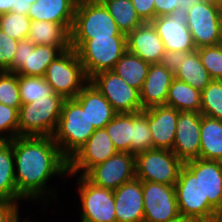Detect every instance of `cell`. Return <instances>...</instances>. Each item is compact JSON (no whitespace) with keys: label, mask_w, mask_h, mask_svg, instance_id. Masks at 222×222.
<instances>
[{"label":"cell","mask_w":222,"mask_h":222,"mask_svg":"<svg viewBox=\"0 0 222 222\" xmlns=\"http://www.w3.org/2000/svg\"><path fill=\"white\" fill-rule=\"evenodd\" d=\"M166 105L178 111L200 113L201 92L191 85L174 78L168 89Z\"/></svg>","instance_id":"obj_30"},{"label":"cell","mask_w":222,"mask_h":222,"mask_svg":"<svg viewBox=\"0 0 222 222\" xmlns=\"http://www.w3.org/2000/svg\"><path fill=\"white\" fill-rule=\"evenodd\" d=\"M73 23H53L31 21L28 39L34 45L57 46L62 52L71 48V28Z\"/></svg>","instance_id":"obj_24"},{"label":"cell","mask_w":222,"mask_h":222,"mask_svg":"<svg viewBox=\"0 0 222 222\" xmlns=\"http://www.w3.org/2000/svg\"><path fill=\"white\" fill-rule=\"evenodd\" d=\"M84 176L94 185L114 191L136 178L135 155L117 152L105 162L92 167Z\"/></svg>","instance_id":"obj_13"},{"label":"cell","mask_w":222,"mask_h":222,"mask_svg":"<svg viewBox=\"0 0 222 222\" xmlns=\"http://www.w3.org/2000/svg\"><path fill=\"white\" fill-rule=\"evenodd\" d=\"M78 0H38L35 1L28 16L31 21L53 23H73Z\"/></svg>","instance_id":"obj_25"},{"label":"cell","mask_w":222,"mask_h":222,"mask_svg":"<svg viewBox=\"0 0 222 222\" xmlns=\"http://www.w3.org/2000/svg\"><path fill=\"white\" fill-rule=\"evenodd\" d=\"M201 0H180L182 6H192L195 2H199Z\"/></svg>","instance_id":"obj_49"},{"label":"cell","mask_w":222,"mask_h":222,"mask_svg":"<svg viewBox=\"0 0 222 222\" xmlns=\"http://www.w3.org/2000/svg\"><path fill=\"white\" fill-rule=\"evenodd\" d=\"M117 152L130 153L133 133V113H117L105 126Z\"/></svg>","instance_id":"obj_32"},{"label":"cell","mask_w":222,"mask_h":222,"mask_svg":"<svg viewBox=\"0 0 222 222\" xmlns=\"http://www.w3.org/2000/svg\"><path fill=\"white\" fill-rule=\"evenodd\" d=\"M185 53L186 52L165 51L164 55L160 60V64L164 66L168 71L174 74L180 66L179 62H181V57Z\"/></svg>","instance_id":"obj_43"},{"label":"cell","mask_w":222,"mask_h":222,"mask_svg":"<svg viewBox=\"0 0 222 222\" xmlns=\"http://www.w3.org/2000/svg\"><path fill=\"white\" fill-rule=\"evenodd\" d=\"M204 116L222 120V80H212L201 91V111Z\"/></svg>","instance_id":"obj_35"},{"label":"cell","mask_w":222,"mask_h":222,"mask_svg":"<svg viewBox=\"0 0 222 222\" xmlns=\"http://www.w3.org/2000/svg\"><path fill=\"white\" fill-rule=\"evenodd\" d=\"M184 165L199 179L209 204L215 210L222 209V162L199 158Z\"/></svg>","instance_id":"obj_18"},{"label":"cell","mask_w":222,"mask_h":222,"mask_svg":"<svg viewBox=\"0 0 222 222\" xmlns=\"http://www.w3.org/2000/svg\"><path fill=\"white\" fill-rule=\"evenodd\" d=\"M175 191L181 217L208 222L216 211L204 197L199 179L185 165L180 169Z\"/></svg>","instance_id":"obj_9"},{"label":"cell","mask_w":222,"mask_h":222,"mask_svg":"<svg viewBox=\"0 0 222 222\" xmlns=\"http://www.w3.org/2000/svg\"><path fill=\"white\" fill-rule=\"evenodd\" d=\"M18 136V110L0 103V140Z\"/></svg>","instance_id":"obj_39"},{"label":"cell","mask_w":222,"mask_h":222,"mask_svg":"<svg viewBox=\"0 0 222 222\" xmlns=\"http://www.w3.org/2000/svg\"><path fill=\"white\" fill-rule=\"evenodd\" d=\"M208 222H222V209L220 210H216L212 216L210 217V219L208 220Z\"/></svg>","instance_id":"obj_47"},{"label":"cell","mask_w":222,"mask_h":222,"mask_svg":"<svg viewBox=\"0 0 222 222\" xmlns=\"http://www.w3.org/2000/svg\"><path fill=\"white\" fill-rule=\"evenodd\" d=\"M118 26V29L128 35L144 23L137 14L131 0H101Z\"/></svg>","instance_id":"obj_31"},{"label":"cell","mask_w":222,"mask_h":222,"mask_svg":"<svg viewBox=\"0 0 222 222\" xmlns=\"http://www.w3.org/2000/svg\"><path fill=\"white\" fill-rule=\"evenodd\" d=\"M30 4H33L35 1H38V0H28Z\"/></svg>","instance_id":"obj_52"},{"label":"cell","mask_w":222,"mask_h":222,"mask_svg":"<svg viewBox=\"0 0 222 222\" xmlns=\"http://www.w3.org/2000/svg\"><path fill=\"white\" fill-rule=\"evenodd\" d=\"M179 63L180 66L174 73V78L191 85L194 89L201 92L212 81L201 63L197 49L186 52Z\"/></svg>","instance_id":"obj_28"},{"label":"cell","mask_w":222,"mask_h":222,"mask_svg":"<svg viewBox=\"0 0 222 222\" xmlns=\"http://www.w3.org/2000/svg\"><path fill=\"white\" fill-rule=\"evenodd\" d=\"M216 5L218 9L219 27H220V32L222 35V1L217 2Z\"/></svg>","instance_id":"obj_48"},{"label":"cell","mask_w":222,"mask_h":222,"mask_svg":"<svg viewBox=\"0 0 222 222\" xmlns=\"http://www.w3.org/2000/svg\"><path fill=\"white\" fill-rule=\"evenodd\" d=\"M212 1L217 3V2L222 1V0H212Z\"/></svg>","instance_id":"obj_53"},{"label":"cell","mask_w":222,"mask_h":222,"mask_svg":"<svg viewBox=\"0 0 222 222\" xmlns=\"http://www.w3.org/2000/svg\"><path fill=\"white\" fill-rule=\"evenodd\" d=\"M201 63L212 80H222V43L197 49Z\"/></svg>","instance_id":"obj_38"},{"label":"cell","mask_w":222,"mask_h":222,"mask_svg":"<svg viewBox=\"0 0 222 222\" xmlns=\"http://www.w3.org/2000/svg\"><path fill=\"white\" fill-rule=\"evenodd\" d=\"M116 222H143L142 181L135 178L113 191Z\"/></svg>","instance_id":"obj_19"},{"label":"cell","mask_w":222,"mask_h":222,"mask_svg":"<svg viewBox=\"0 0 222 222\" xmlns=\"http://www.w3.org/2000/svg\"><path fill=\"white\" fill-rule=\"evenodd\" d=\"M150 65V63L127 50L111 71L119 75L129 86L140 91Z\"/></svg>","instance_id":"obj_29"},{"label":"cell","mask_w":222,"mask_h":222,"mask_svg":"<svg viewBox=\"0 0 222 222\" xmlns=\"http://www.w3.org/2000/svg\"><path fill=\"white\" fill-rule=\"evenodd\" d=\"M96 129L86 112L73 99H65L53 140L69 160L91 137Z\"/></svg>","instance_id":"obj_3"},{"label":"cell","mask_w":222,"mask_h":222,"mask_svg":"<svg viewBox=\"0 0 222 222\" xmlns=\"http://www.w3.org/2000/svg\"><path fill=\"white\" fill-rule=\"evenodd\" d=\"M127 36L119 29L101 1L78 0L71 28V40Z\"/></svg>","instance_id":"obj_5"},{"label":"cell","mask_w":222,"mask_h":222,"mask_svg":"<svg viewBox=\"0 0 222 222\" xmlns=\"http://www.w3.org/2000/svg\"><path fill=\"white\" fill-rule=\"evenodd\" d=\"M20 214H18L15 219L12 222H34V221H29L30 219H28V216L26 217L27 219H22L19 217ZM21 220V221H20ZM36 222V220H35ZM38 222V221H37Z\"/></svg>","instance_id":"obj_51"},{"label":"cell","mask_w":222,"mask_h":222,"mask_svg":"<svg viewBox=\"0 0 222 222\" xmlns=\"http://www.w3.org/2000/svg\"><path fill=\"white\" fill-rule=\"evenodd\" d=\"M14 0H0V15L11 12Z\"/></svg>","instance_id":"obj_46"},{"label":"cell","mask_w":222,"mask_h":222,"mask_svg":"<svg viewBox=\"0 0 222 222\" xmlns=\"http://www.w3.org/2000/svg\"><path fill=\"white\" fill-rule=\"evenodd\" d=\"M187 14V6H181L172 14L156 17L151 21L165 51L191 52L197 49L187 27Z\"/></svg>","instance_id":"obj_14"},{"label":"cell","mask_w":222,"mask_h":222,"mask_svg":"<svg viewBox=\"0 0 222 222\" xmlns=\"http://www.w3.org/2000/svg\"><path fill=\"white\" fill-rule=\"evenodd\" d=\"M54 93L65 99L75 98L90 81L85 74L77 52L70 48L52 61L44 75Z\"/></svg>","instance_id":"obj_6"},{"label":"cell","mask_w":222,"mask_h":222,"mask_svg":"<svg viewBox=\"0 0 222 222\" xmlns=\"http://www.w3.org/2000/svg\"><path fill=\"white\" fill-rule=\"evenodd\" d=\"M199 112L179 111L172 152L183 162L200 158Z\"/></svg>","instance_id":"obj_17"},{"label":"cell","mask_w":222,"mask_h":222,"mask_svg":"<svg viewBox=\"0 0 222 222\" xmlns=\"http://www.w3.org/2000/svg\"><path fill=\"white\" fill-rule=\"evenodd\" d=\"M30 24L31 19L28 15L14 12L0 15V29L17 41L28 38Z\"/></svg>","instance_id":"obj_36"},{"label":"cell","mask_w":222,"mask_h":222,"mask_svg":"<svg viewBox=\"0 0 222 222\" xmlns=\"http://www.w3.org/2000/svg\"><path fill=\"white\" fill-rule=\"evenodd\" d=\"M144 221L173 222L179 214L175 186L142 181Z\"/></svg>","instance_id":"obj_11"},{"label":"cell","mask_w":222,"mask_h":222,"mask_svg":"<svg viewBox=\"0 0 222 222\" xmlns=\"http://www.w3.org/2000/svg\"><path fill=\"white\" fill-rule=\"evenodd\" d=\"M13 151L17 193L24 201H45L41 204L43 210L47 209L45 206L51 200L58 199L57 189L53 185L49 187L47 183L55 176L59 179L69 177L68 159L61 153L53 137L17 136L13 139Z\"/></svg>","instance_id":"obj_1"},{"label":"cell","mask_w":222,"mask_h":222,"mask_svg":"<svg viewBox=\"0 0 222 222\" xmlns=\"http://www.w3.org/2000/svg\"><path fill=\"white\" fill-rule=\"evenodd\" d=\"M76 181L80 222H116L113 190L94 185L84 175L77 176Z\"/></svg>","instance_id":"obj_8"},{"label":"cell","mask_w":222,"mask_h":222,"mask_svg":"<svg viewBox=\"0 0 222 222\" xmlns=\"http://www.w3.org/2000/svg\"><path fill=\"white\" fill-rule=\"evenodd\" d=\"M31 5L28 0H14L11 12L27 15Z\"/></svg>","instance_id":"obj_45"},{"label":"cell","mask_w":222,"mask_h":222,"mask_svg":"<svg viewBox=\"0 0 222 222\" xmlns=\"http://www.w3.org/2000/svg\"><path fill=\"white\" fill-rule=\"evenodd\" d=\"M149 149H153V143L148 124V109H144L133 113L130 153L136 155Z\"/></svg>","instance_id":"obj_34"},{"label":"cell","mask_w":222,"mask_h":222,"mask_svg":"<svg viewBox=\"0 0 222 222\" xmlns=\"http://www.w3.org/2000/svg\"><path fill=\"white\" fill-rule=\"evenodd\" d=\"M184 163L168 149L153 148L135 155L136 178L175 186Z\"/></svg>","instance_id":"obj_7"},{"label":"cell","mask_w":222,"mask_h":222,"mask_svg":"<svg viewBox=\"0 0 222 222\" xmlns=\"http://www.w3.org/2000/svg\"><path fill=\"white\" fill-rule=\"evenodd\" d=\"M62 53L57 46L34 45L28 38L20 40L14 55L12 72L44 77L48 65Z\"/></svg>","instance_id":"obj_16"},{"label":"cell","mask_w":222,"mask_h":222,"mask_svg":"<svg viewBox=\"0 0 222 222\" xmlns=\"http://www.w3.org/2000/svg\"><path fill=\"white\" fill-rule=\"evenodd\" d=\"M0 103L19 111L22 103L17 73L0 71Z\"/></svg>","instance_id":"obj_37"},{"label":"cell","mask_w":222,"mask_h":222,"mask_svg":"<svg viewBox=\"0 0 222 222\" xmlns=\"http://www.w3.org/2000/svg\"><path fill=\"white\" fill-rule=\"evenodd\" d=\"M0 200L21 202L15 182L13 139L0 140Z\"/></svg>","instance_id":"obj_26"},{"label":"cell","mask_w":222,"mask_h":222,"mask_svg":"<svg viewBox=\"0 0 222 222\" xmlns=\"http://www.w3.org/2000/svg\"><path fill=\"white\" fill-rule=\"evenodd\" d=\"M90 81L109 101L117 113H134L142 111L140 91L129 86L113 71H103L93 76Z\"/></svg>","instance_id":"obj_12"},{"label":"cell","mask_w":222,"mask_h":222,"mask_svg":"<svg viewBox=\"0 0 222 222\" xmlns=\"http://www.w3.org/2000/svg\"><path fill=\"white\" fill-rule=\"evenodd\" d=\"M19 41L0 29V71L12 72V63Z\"/></svg>","instance_id":"obj_40"},{"label":"cell","mask_w":222,"mask_h":222,"mask_svg":"<svg viewBox=\"0 0 222 222\" xmlns=\"http://www.w3.org/2000/svg\"><path fill=\"white\" fill-rule=\"evenodd\" d=\"M18 85L22 104L47 99L54 94L52 86L46 82L45 77L18 74Z\"/></svg>","instance_id":"obj_33"},{"label":"cell","mask_w":222,"mask_h":222,"mask_svg":"<svg viewBox=\"0 0 222 222\" xmlns=\"http://www.w3.org/2000/svg\"><path fill=\"white\" fill-rule=\"evenodd\" d=\"M86 112L95 129H102L115 117L117 112L97 87L89 81L73 98Z\"/></svg>","instance_id":"obj_22"},{"label":"cell","mask_w":222,"mask_h":222,"mask_svg":"<svg viewBox=\"0 0 222 222\" xmlns=\"http://www.w3.org/2000/svg\"><path fill=\"white\" fill-rule=\"evenodd\" d=\"M200 158L222 162V120L202 115Z\"/></svg>","instance_id":"obj_27"},{"label":"cell","mask_w":222,"mask_h":222,"mask_svg":"<svg viewBox=\"0 0 222 222\" xmlns=\"http://www.w3.org/2000/svg\"><path fill=\"white\" fill-rule=\"evenodd\" d=\"M19 203L0 200V222H12L20 214Z\"/></svg>","instance_id":"obj_42"},{"label":"cell","mask_w":222,"mask_h":222,"mask_svg":"<svg viewBox=\"0 0 222 222\" xmlns=\"http://www.w3.org/2000/svg\"><path fill=\"white\" fill-rule=\"evenodd\" d=\"M71 48L77 52L85 74L90 80L100 72L112 70L127 51V36L71 40Z\"/></svg>","instance_id":"obj_2"},{"label":"cell","mask_w":222,"mask_h":222,"mask_svg":"<svg viewBox=\"0 0 222 222\" xmlns=\"http://www.w3.org/2000/svg\"><path fill=\"white\" fill-rule=\"evenodd\" d=\"M65 98L54 93L47 99L22 104L18 111V136L52 137Z\"/></svg>","instance_id":"obj_4"},{"label":"cell","mask_w":222,"mask_h":222,"mask_svg":"<svg viewBox=\"0 0 222 222\" xmlns=\"http://www.w3.org/2000/svg\"><path fill=\"white\" fill-rule=\"evenodd\" d=\"M131 2L144 22H151L155 18L154 0H131Z\"/></svg>","instance_id":"obj_41"},{"label":"cell","mask_w":222,"mask_h":222,"mask_svg":"<svg viewBox=\"0 0 222 222\" xmlns=\"http://www.w3.org/2000/svg\"><path fill=\"white\" fill-rule=\"evenodd\" d=\"M173 79L174 74L160 63L151 64L140 90L142 109L166 105L168 89Z\"/></svg>","instance_id":"obj_23"},{"label":"cell","mask_w":222,"mask_h":222,"mask_svg":"<svg viewBox=\"0 0 222 222\" xmlns=\"http://www.w3.org/2000/svg\"><path fill=\"white\" fill-rule=\"evenodd\" d=\"M179 111L167 105L148 108L153 148L172 150Z\"/></svg>","instance_id":"obj_20"},{"label":"cell","mask_w":222,"mask_h":222,"mask_svg":"<svg viewBox=\"0 0 222 222\" xmlns=\"http://www.w3.org/2000/svg\"><path fill=\"white\" fill-rule=\"evenodd\" d=\"M116 153L106 129H96L87 142L68 160V176L72 178L85 175L92 167L105 162Z\"/></svg>","instance_id":"obj_15"},{"label":"cell","mask_w":222,"mask_h":222,"mask_svg":"<svg viewBox=\"0 0 222 222\" xmlns=\"http://www.w3.org/2000/svg\"><path fill=\"white\" fill-rule=\"evenodd\" d=\"M173 222H200V221L195 220V219L180 217L178 220L173 221Z\"/></svg>","instance_id":"obj_50"},{"label":"cell","mask_w":222,"mask_h":222,"mask_svg":"<svg viewBox=\"0 0 222 222\" xmlns=\"http://www.w3.org/2000/svg\"><path fill=\"white\" fill-rule=\"evenodd\" d=\"M181 6L180 0H154L155 18L172 14Z\"/></svg>","instance_id":"obj_44"},{"label":"cell","mask_w":222,"mask_h":222,"mask_svg":"<svg viewBox=\"0 0 222 222\" xmlns=\"http://www.w3.org/2000/svg\"><path fill=\"white\" fill-rule=\"evenodd\" d=\"M187 27L196 48L222 43L216 2L201 0L187 7Z\"/></svg>","instance_id":"obj_10"},{"label":"cell","mask_w":222,"mask_h":222,"mask_svg":"<svg viewBox=\"0 0 222 222\" xmlns=\"http://www.w3.org/2000/svg\"><path fill=\"white\" fill-rule=\"evenodd\" d=\"M127 50L150 64L160 63L165 53L164 44L151 22H144L127 35Z\"/></svg>","instance_id":"obj_21"}]
</instances>
